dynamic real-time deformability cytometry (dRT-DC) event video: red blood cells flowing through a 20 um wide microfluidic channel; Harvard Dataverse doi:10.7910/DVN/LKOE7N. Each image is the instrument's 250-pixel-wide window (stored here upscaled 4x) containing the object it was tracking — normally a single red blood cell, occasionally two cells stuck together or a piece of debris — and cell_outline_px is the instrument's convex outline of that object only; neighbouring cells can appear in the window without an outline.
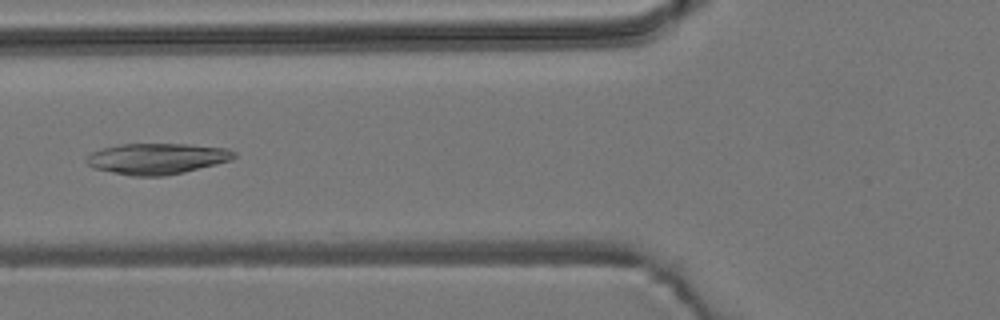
{"species": "common noctule bat (a hibernating species)", "species_latin": "Nyctalus noctula", "temperature_condition": "room temperature", "stored_images_in_passage": 54, "camera_frame_rate_fps": 3000, "um_per_image_px": 0.085, "animal": {"sex": "male", "body_mass_g": 19.2, "forearm_length_mm": 51.8}, "frame": {"image": 1, "passage_image": 21, "time_ms": 6.667, "image_size_px": [1000, 320], "cell_outline_px": [[236, 156], [228, 160], [216, 164], [184, 172], [164, 176], [132, 176], [112, 172], [96, 168], [88, 164], [84, 160], [92, 152], [104, 148], [120, 144], [188, 144], [228, 148], [236, 152]], "centroid_in_image_um": [13.36, 13.48], "position_along_channel_um": 112.4, "area_um2": 26.41}}
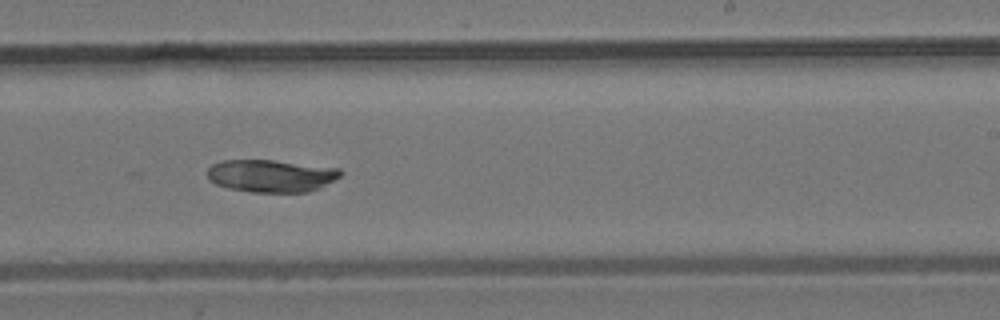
{"frame": {"image": 2, "passage_image": 33, "time_ms": 10.667, "image_size_px": [1000, 320], "cell_outline_px": [[344, 172], [340, 176], [320, 188], [308, 192], [252, 192], [228, 188], [216, 184], [208, 180], [208, 168], [212, 164], [220, 160], [272, 160], [340, 168]], "centroid_in_image_um": [23.04, 14.94], "position_along_channel_um": 266.0, "area_um2": 25.32}}
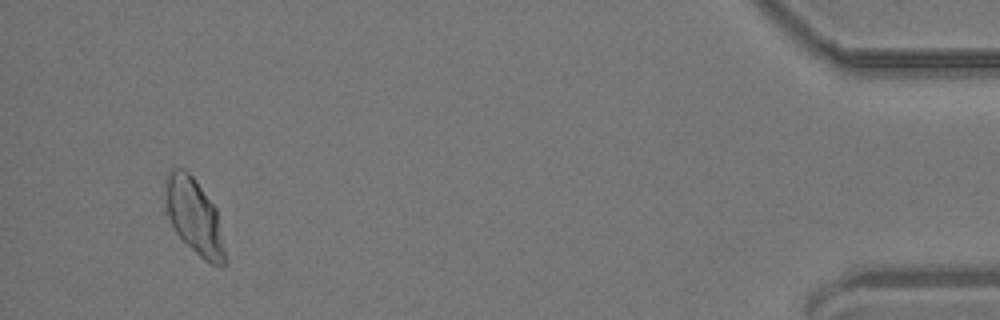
{"frame": {"image": 3, "passage_image": 51, "time_ms": 16.667, "image_size_px": [1000, 320], "cell_outline_px": [[228, 264], [220, 268], [204, 260], [176, 232], [160, 212], [164, 176], [172, 168], [184, 168], [196, 180], [216, 208], [228, 260]], "centroid_in_image_um": [16.42, 18.37], "position_along_channel_um": 418.8, "area_um2": 27.8}}